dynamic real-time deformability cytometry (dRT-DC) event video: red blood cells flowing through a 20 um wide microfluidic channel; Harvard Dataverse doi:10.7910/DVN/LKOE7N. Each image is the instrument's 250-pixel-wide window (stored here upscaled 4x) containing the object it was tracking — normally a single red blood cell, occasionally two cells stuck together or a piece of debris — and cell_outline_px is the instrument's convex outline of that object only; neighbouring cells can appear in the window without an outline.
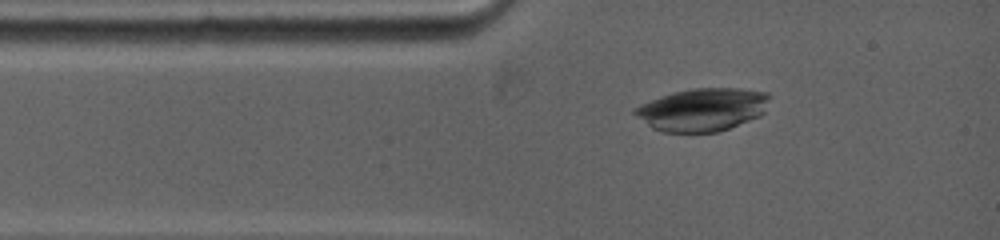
{"species": "common noctule bat (a hibernating species)", "species_latin": "Nyctalus noctula", "temperature_condition": "warm", "stored_images_in_passage": 8, "camera_frame_rate_fps": 5000, "um_per_image_px": 0.085, "animal": {"sex": "female", "body_mass_g": 19.0, "forearm_length_mm": 53.3}, "frame": {"image": 1, "passage_image": 4, "time_ms": 1.2, "image_size_px": [1000, 240], "cell_outline_px": [[772, 96], [764, 112], [760, 116], [728, 128], [716, 132], [664, 132], [652, 128], [636, 116], [632, 112], [632, 108], [640, 104], [660, 96], [692, 88], [736, 88], [768, 92]], "centroid_in_image_um": [59.71, 9.3], "position_along_channel_um": 25.3, "area_um2": 33.7}}
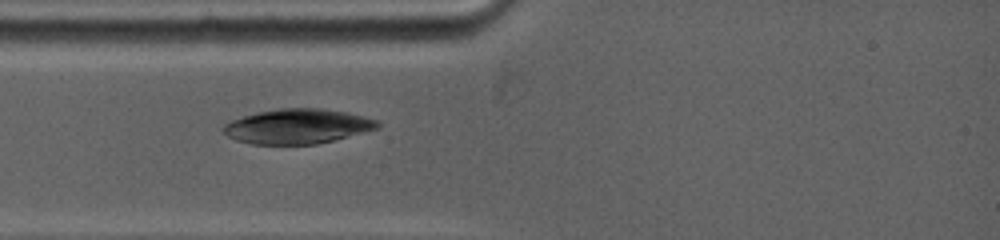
{"frame": {"image": 2, "passage_image": 7, "time_ms": 2.4, "image_size_px": [1000, 240], "cell_outline_px": [[380, 128], [316, 144], [252, 144], [236, 140], [228, 136], [224, 132], [224, 124], [232, 120], [256, 112], [280, 108], [320, 108], [344, 112], [380, 120]], "centroid_in_image_um": [25.3, 10.73], "position_along_channel_um": 59.7, "area_um2": 31.04}}